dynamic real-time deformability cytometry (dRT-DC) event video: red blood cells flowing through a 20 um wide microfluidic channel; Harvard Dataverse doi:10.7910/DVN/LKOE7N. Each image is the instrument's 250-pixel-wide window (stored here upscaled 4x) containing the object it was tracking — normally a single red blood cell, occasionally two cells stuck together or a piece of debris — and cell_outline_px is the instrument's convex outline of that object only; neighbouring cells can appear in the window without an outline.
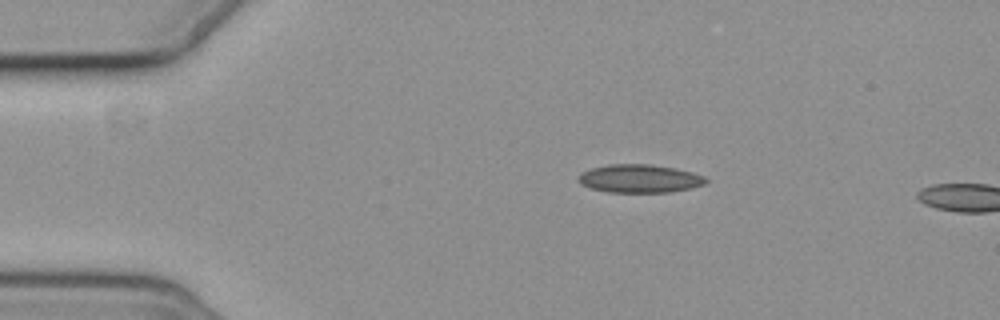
{"species": "common noctule bat (a hibernating species)", "species_latin": "Nyctalus noctula", "temperature_condition": "cold", "stored_images_in_passage": 3, "camera_frame_rate_fps": 3000, "um_per_image_px": 0.085, "animal": {"sex": "female", "body_mass_g": 19.3, "forearm_length_mm": 54.1}, "frame": {"image": 1, "passage_image": 2, "time_ms": 1.333, "image_size_px": [1000, 320], "cell_outline_px": [[708, 180], [704, 184], [688, 188], [668, 192], [608, 192], [592, 188], [580, 184], [576, 180], [576, 176], [580, 172], [592, 168], [608, 164], [648, 164], [676, 168], [692, 172], [704, 176]], "centroid_in_image_um": [54.3, 15.17], "position_along_channel_um": 30.7, "area_um2": 20.98}}